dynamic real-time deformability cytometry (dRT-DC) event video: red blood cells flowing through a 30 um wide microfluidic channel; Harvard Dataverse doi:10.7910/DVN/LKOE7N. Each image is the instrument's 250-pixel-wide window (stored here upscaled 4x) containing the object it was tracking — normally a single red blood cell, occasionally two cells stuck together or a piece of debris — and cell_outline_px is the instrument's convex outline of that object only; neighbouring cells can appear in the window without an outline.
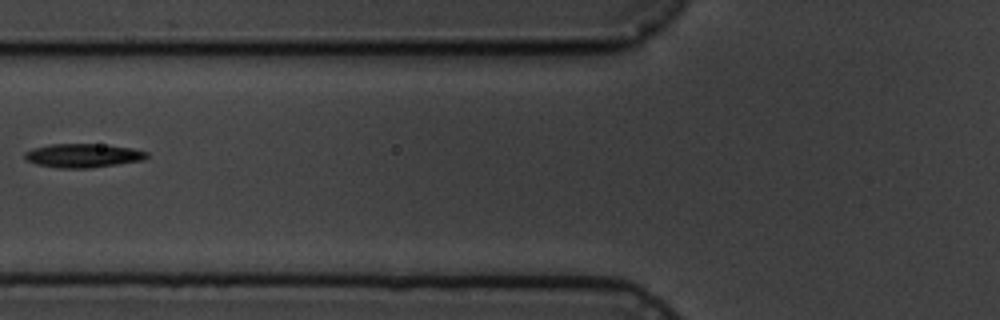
{"species": "common noctule bat (a hibernating species)", "species_latin": "Nyctalus noctula", "temperature_condition": "cold", "stored_images_in_passage": 8, "camera_frame_rate_fps": 3000, "um_per_image_px": 0.085, "animal": {"sex": "male", "body_mass_g": 19.5, "forearm_length_mm": 54.6}, "frame": {"image": 1, "passage_image": 5, "time_ms": 4.667, "image_size_px": [1000, 320], "cell_outline_px": [[148, 156], [144, 160], [92, 168], [56, 168], [36, 164], [28, 160], [24, 156], [24, 152], [32, 148], [52, 144], [96, 144], [132, 148], [148, 152]], "centroid_in_image_um": [7.05, 13.23], "position_along_channel_um": 118.7, "area_um2": 16.94}}
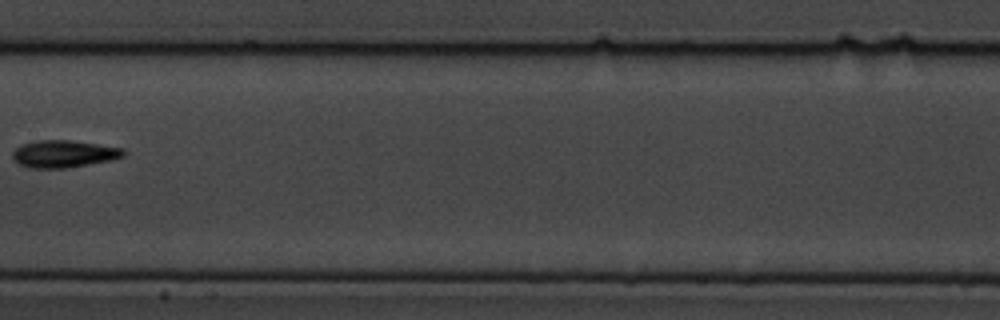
{"frame": {"image": 2, "passage_image": 7, "time_ms": 7.0, "image_size_px": [1000, 320], "cell_outline_px": [[128, 152], [124, 156], [112, 160], [64, 168], [28, 168], [20, 164], [12, 156], [12, 152], [20, 144], [36, 140], [68, 140], [124, 148]], "centroid_in_image_um": [5.43, 13.07], "position_along_channel_um": 202.0, "area_um2": 17.63}}
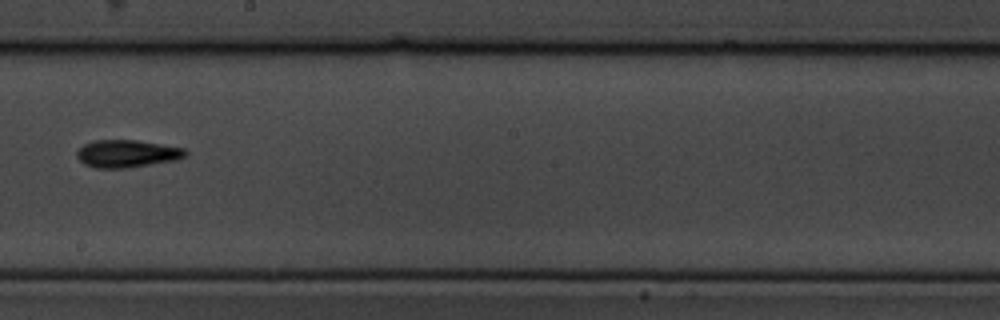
{"frame": {"image": 3, "passage_image": 8, "time_ms": 8.0, "image_size_px": [1000, 320], "cell_outline_px": [[188, 156], [176, 160], [128, 168], [96, 168], [84, 164], [76, 156], [76, 152], [84, 144], [96, 140], [136, 140], [184, 148], [188, 152]], "centroid_in_image_um": [10.81, 13.06], "position_along_channel_um": 237.4, "area_um2": 17.46}}